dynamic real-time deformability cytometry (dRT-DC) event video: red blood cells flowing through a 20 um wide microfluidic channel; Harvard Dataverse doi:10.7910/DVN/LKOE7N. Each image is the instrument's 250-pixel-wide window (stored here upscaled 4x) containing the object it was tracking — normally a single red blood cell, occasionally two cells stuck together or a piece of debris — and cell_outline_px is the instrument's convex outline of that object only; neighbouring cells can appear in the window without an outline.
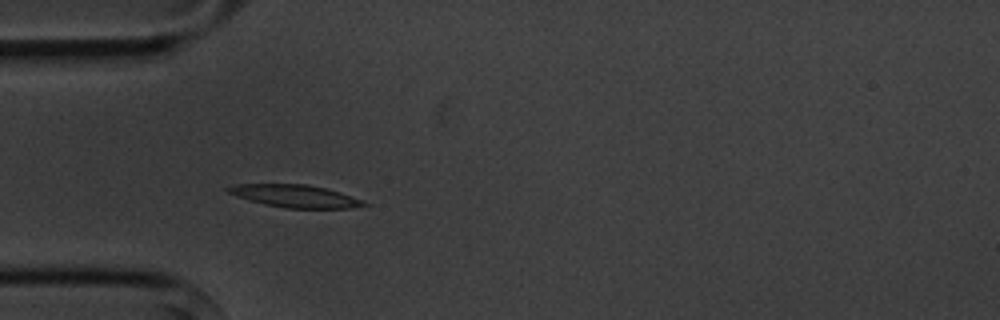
{"species": "common noctule bat (a hibernating species)", "species_latin": "Nyctalus noctula", "temperature_condition": "cold", "stored_images_in_passage": 9, "camera_frame_rate_fps": 3000, "um_per_image_px": 0.085, "animal": {"sex": "male", "body_mass_g": 20.1, "forearm_length_mm": 53.5}, "frame": {"image": 1, "passage_image": 4, "time_ms": 3.333, "image_size_px": [1000, 320], "cell_outline_px": [[368, 204], [352, 208], [284, 208], [264, 204], [236, 196], [228, 192], [224, 188], [236, 184], [308, 184], [324, 188], [364, 200]], "centroid_in_image_um": [25.06, 16.66], "position_along_channel_um": 59.9, "area_um2": 17.69}}
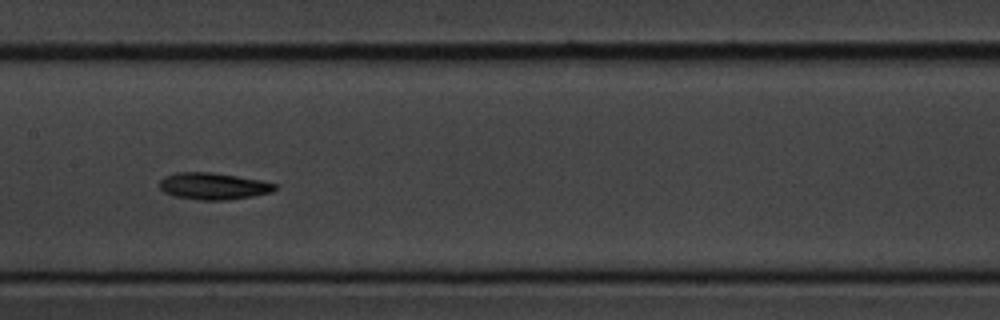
{"frame": {"image": 2, "passage_image": 7, "time_ms": 7.0, "image_size_px": [1000, 320], "cell_outline_px": [[276, 188], [272, 192], [252, 196], [228, 200], [200, 200], [176, 196], [164, 192], [160, 188], [160, 180], [164, 176], [176, 172], [212, 172], [260, 180], [276, 184]], "centroid_in_image_um": [18.12, 15.82], "position_along_channel_um": 189.3, "area_um2": 17.92}}
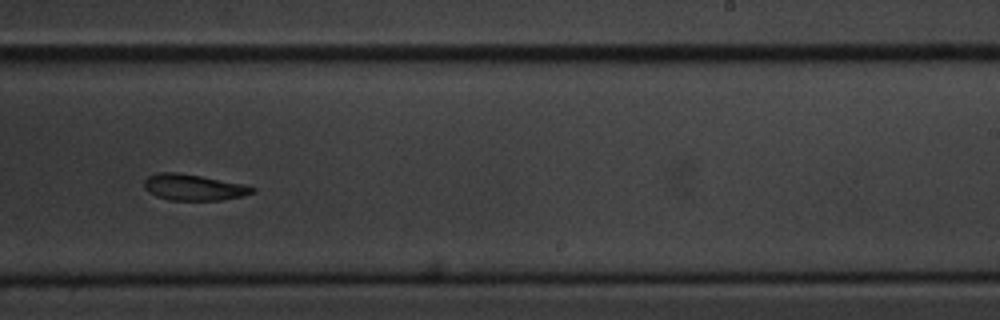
{"frame": {"image": 3, "passage_image": 9, "time_ms": 9.333, "image_size_px": [1000, 320], "cell_outline_px": [[256, 192], [240, 196], [220, 200], [168, 200], [156, 196], [148, 192], [144, 188], [144, 180], [148, 176], [156, 172], [176, 172], [200, 176], [244, 184], [256, 188]], "centroid_in_image_um": [16.42, 15.92], "position_along_channel_um": 272.6, "area_um2": 16.47}}